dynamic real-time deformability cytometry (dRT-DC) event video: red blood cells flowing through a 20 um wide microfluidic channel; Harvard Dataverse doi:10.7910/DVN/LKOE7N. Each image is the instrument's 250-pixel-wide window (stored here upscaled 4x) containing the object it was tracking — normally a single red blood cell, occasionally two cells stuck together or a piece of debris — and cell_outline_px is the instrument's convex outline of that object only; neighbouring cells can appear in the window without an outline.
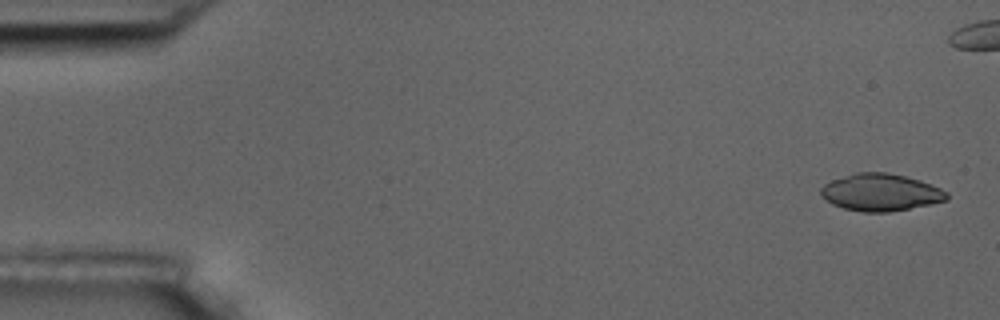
{"species": "common noctule bat (a hibernating species)", "species_latin": "Nyctalus noctula", "temperature_condition": "room temperature", "stored_images_in_passage": 6, "camera_frame_rate_fps": 3000, "um_per_image_px": 0.085, "animal": {"sex": "male", "body_mass_g": 17.5, "forearm_length_mm": 52.3}, "frame": {"image": 1, "passage_image": 1, "time_ms": 0.0, "image_size_px": [1000, 320], "cell_outline_px": [[948, 200], [888, 212], [864, 212], [844, 208], [832, 204], [820, 192], [820, 188], [824, 184], [832, 180], [856, 172], [888, 172], [920, 180], [940, 188], [948, 192]], "centroid_in_image_um": [74.86, 16.34], "position_along_channel_um": 10.1, "area_um2": 26.99}}
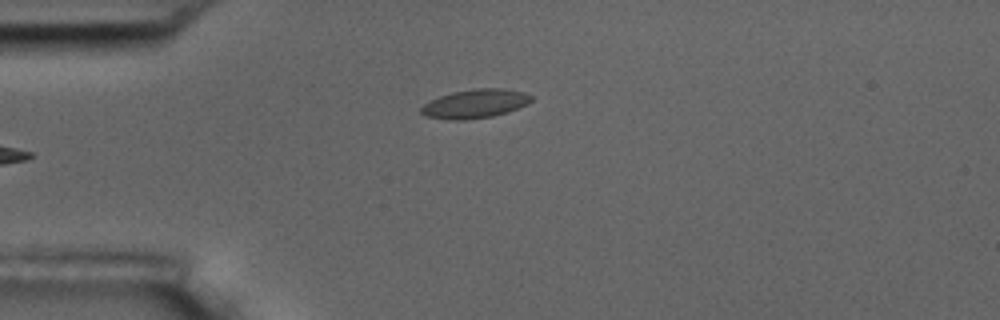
{"frame": {"image": 2, "passage_image": 6, "time_ms": 6.0, "image_size_px": [1000, 320], "cell_outline_px": [[532, 100], [528, 104], [492, 116], [464, 120], [448, 120], [424, 116], [420, 112], [420, 108], [424, 104], [440, 96], [452, 92], [476, 88], [504, 88], [524, 92], [532, 96]], "centroid_in_image_um": [40.36, 8.81], "position_along_channel_um": 44.6, "area_um2": 18.44}}